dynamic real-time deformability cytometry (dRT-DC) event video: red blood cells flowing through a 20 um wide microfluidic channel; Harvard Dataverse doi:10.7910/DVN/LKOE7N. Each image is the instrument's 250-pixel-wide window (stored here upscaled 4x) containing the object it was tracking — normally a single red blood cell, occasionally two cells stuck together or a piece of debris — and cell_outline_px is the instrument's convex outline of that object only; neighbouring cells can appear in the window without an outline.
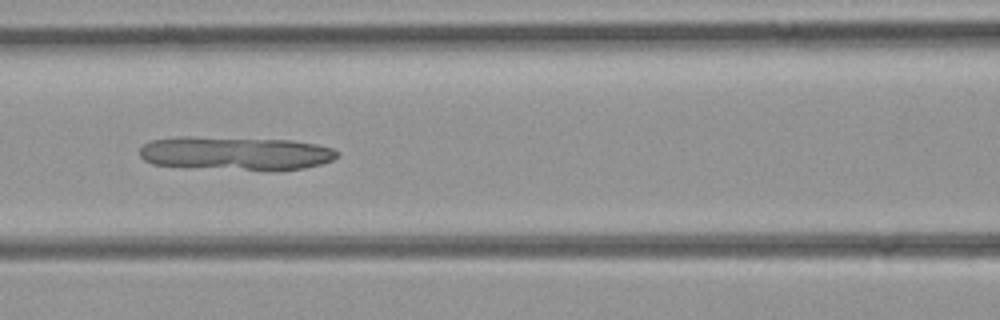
{"species": "common noctule bat (a hibernating species)", "species_latin": "Nyctalus noctula", "temperature_condition": "room temperature", "stored_images_in_passage": 42, "camera_frame_rate_fps": 3000, "um_per_image_px": 0.085, "animal": {"sex": "female", "body_mass_g": 21.9}, "frame": {"image": 1, "passage_image": 14, "time_ms": 4.333, "image_size_px": [1000, 320], "cell_outline_px": [[340, 156], [332, 160], [320, 164], [304, 168], [184, 168], [152, 164], [144, 160], [140, 156], [140, 148], [148, 140], [176, 136], [188, 136], [292, 140], [316, 144], [332, 148], [340, 152]], "centroid_in_image_um": [19.93, 13.0], "position_along_channel_um": 146.7, "area_um2": 38.44}}
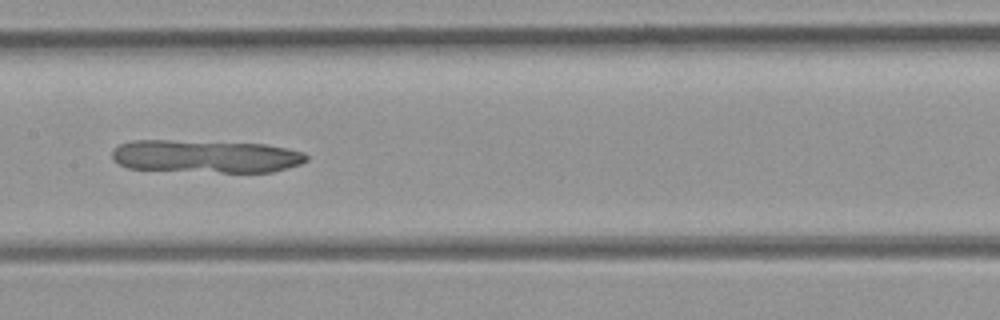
{"frame": {"image": 2, "passage_image": 17, "time_ms": 5.333, "image_size_px": [1000, 320], "cell_outline_px": [[308, 160], [300, 164], [288, 168], [272, 172], [220, 172], [128, 168], [112, 160], [112, 152], [120, 144], [136, 140], [172, 140], [264, 144], [304, 152], [308, 156]], "centroid_in_image_um": [17.51, 13.29], "position_along_channel_um": 189.9, "area_um2": 36.99}}